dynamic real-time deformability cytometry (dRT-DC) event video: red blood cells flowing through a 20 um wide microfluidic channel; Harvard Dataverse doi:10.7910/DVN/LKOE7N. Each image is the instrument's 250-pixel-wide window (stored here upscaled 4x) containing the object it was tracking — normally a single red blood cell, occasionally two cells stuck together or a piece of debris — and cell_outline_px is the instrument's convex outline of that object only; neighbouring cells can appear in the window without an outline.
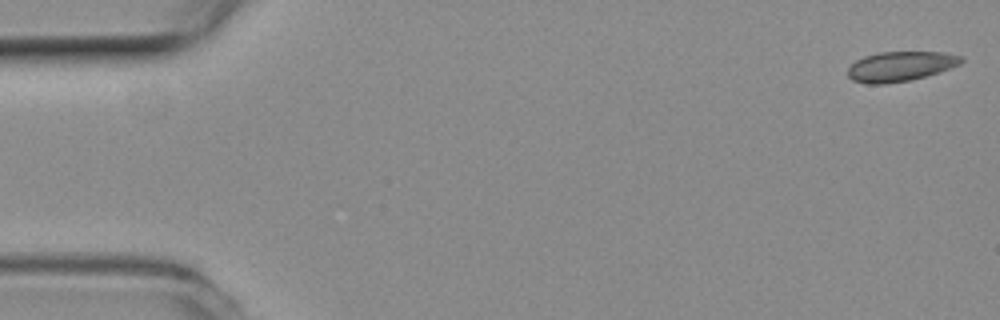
{"species": "common noctule bat (a hibernating species)", "species_latin": "Nyctalus noctula", "temperature_condition": "room temperature", "stored_images_in_passage": 53, "camera_frame_rate_fps": 3000, "um_per_image_px": 0.085, "animal": {"sex": "female", "body_mass_g": 19.3, "forearm_length_mm": 54.1}, "frame": {"image": 1, "passage_image": 1, "time_ms": 0.0, "image_size_px": [1000, 320], "cell_outline_px": [[964, 60], [960, 64], [940, 72], [908, 80], [884, 84], [868, 84], [852, 80], [848, 76], [848, 68], [856, 60], [864, 56], [880, 52], [940, 52], [964, 56]], "centroid_in_image_um": [76.54, 5.63], "position_along_channel_um": 8.5, "area_um2": 19.65}}
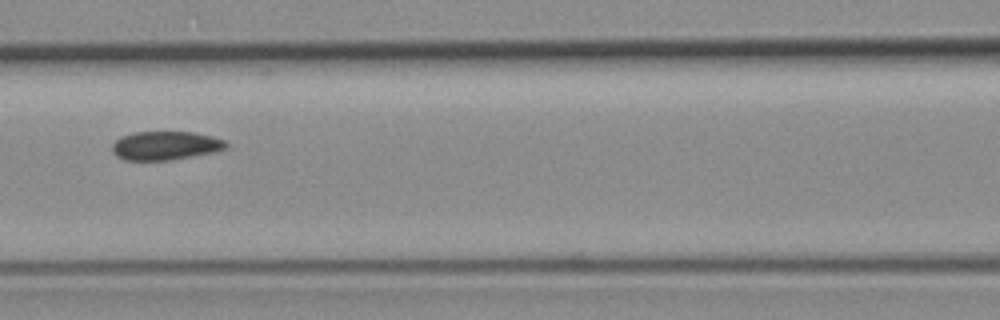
{"frame": {"image": 2, "passage_image": 23, "time_ms": 7.333, "image_size_px": [1000, 320], "cell_outline_px": [[228, 148], [216, 152], [168, 160], [124, 160], [116, 156], [112, 152], [112, 144], [120, 136], [132, 132], [192, 132], [212, 136], [224, 140], [228, 144]], "centroid_in_image_um": [14.05, 12.37], "position_along_channel_um": 152.5, "area_um2": 19.19}}
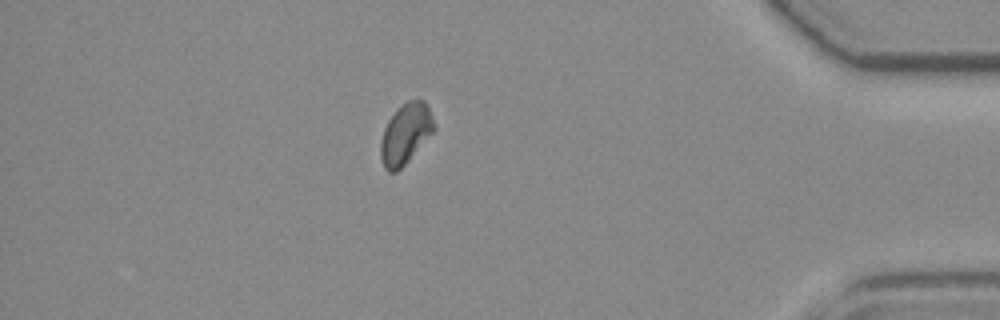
{"frame": {"image": 3, "passage_image": 46, "time_ms": 15.0, "image_size_px": [1000, 320], "cell_outline_px": [[436, 128], [408, 160], [396, 172], [388, 172], [384, 168], [380, 156], [380, 140], [384, 128], [388, 120], [408, 100], [424, 100], [428, 104]], "centroid_in_image_um": [34.46, 11.38], "position_along_channel_um": 400.7, "area_um2": 18.5}}